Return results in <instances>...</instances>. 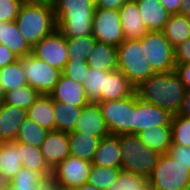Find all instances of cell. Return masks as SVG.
Here are the masks:
<instances>
[{
    "mask_svg": "<svg viewBox=\"0 0 190 190\" xmlns=\"http://www.w3.org/2000/svg\"><path fill=\"white\" fill-rule=\"evenodd\" d=\"M185 92L186 87L175 70L155 73L135 87L139 99L164 108L172 115L178 113Z\"/></svg>",
    "mask_w": 190,
    "mask_h": 190,
    "instance_id": "cell-1",
    "label": "cell"
},
{
    "mask_svg": "<svg viewBox=\"0 0 190 190\" xmlns=\"http://www.w3.org/2000/svg\"><path fill=\"white\" fill-rule=\"evenodd\" d=\"M15 22L31 48L57 29L51 0H25Z\"/></svg>",
    "mask_w": 190,
    "mask_h": 190,
    "instance_id": "cell-2",
    "label": "cell"
},
{
    "mask_svg": "<svg viewBox=\"0 0 190 190\" xmlns=\"http://www.w3.org/2000/svg\"><path fill=\"white\" fill-rule=\"evenodd\" d=\"M57 29L66 39L92 35L95 4L88 0H51Z\"/></svg>",
    "mask_w": 190,
    "mask_h": 190,
    "instance_id": "cell-3",
    "label": "cell"
},
{
    "mask_svg": "<svg viewBox=\"0 0 190 190\" xmlns=\"http://www.w3.org/2000/svg\"><path fill=\"white\" fill-rule=\"evenodd\" d=\"M117 69L136 87L155 74L142 47L141 39L124 40L117 47Z\"/></svg>",
    "mask_w": 190,
    "mask_h": 190,
    "instance_id": "cell-4",
    "label": "cell"
},
{
    "mask_svg": "<svg viewBox=\"0 0 190 190\" xmlns=\"http://www.w3.org/2000/svg\"><path fill=\"white\" fill-rule=\"evenodd\" d=\"M120 145L122 170L148 179L160 154L145 146L138 134L120 135Z\"/></svg>",
    "mask_w": 190,
    "mask_h": 190,
    "instance_id": "cell-5",
    "label": "cell"
},
{
    "mask_svg": "<svg viewBox=\"0 0 190 190\" xmlns=\"http://www.w3.org/2000/svg\"><path fill=\"white\" fill-rule=\"evenodd\" d=\"M148 181L151 190H185L190 171L169 154H161Z\"/></svg>",
    "mask_w": 190,
    "mask_h": 190,
    "instance_id": "cell-6",
    "label": "cell"
},
{
    "mask_svg": "<svg viewBox=\"0 0 190 190\" xmlns=\"http://www.w3.org/2000/svg\"><path fill=\"white\" fill-rule=\"evenodd\" d=\"M110 135L134 134L135 92L117 100L98 102Z\"/></svg>",
    "mask_w": 190,
    "mask_h": 190,
    "instance_id": "cell-7",
    "label": "cell"
},
{
    "mask_svg": "<svg viewBox=\"0 0 190 190\" xmlns=\"http://www.w3.org/2000/svg\"><path fill=\"white\" fill-rule=\"evenodd\" d=\"M141 41L147 61L155 73L175 70V50L162 31L148 32Z\"/></svg>",
    "mask_w": 190,
    "mask_h": 190,
    "instance_id": "cell-8",
    "label": "cell"
},
{
    "mask_svg": "<svg viewBox=\"0 0 190 190\" xmlns=\"http://www.w3.org/2000/svg\"><path fill=\"white\" fill-rule=\"evenodd\" d=\"M22 67L27 84L41 95H49L62 74L61 70L48 65L32 53L22 58Z\"/></svg>",
    "mask_w": 190,
    "mask_h": 190,
    "instance_id": "cell-9",
    "label": "cell"
},
{
    "mask_svg": "<svg viewBox=\"0 0 190 190\" xmlns=\"http://www.w3.org/2000/svg\"><path fill=\"white\" fill-rule=\"evenodd\" d=\"M118 10L95 8L92 35L98 41L118 47L124 41Z\"/></svg>",
    "mask_w": 190,
    "mask_h": 190,
    "instance_id": "cell-10",
    "label": "cell"
},
{
    "mask_svg": "<svg viewBox=\"0 0 190 190\" xmlns=\"http://www.w3.org/2000/svg\"><path fill=\"white\" fill-rule=\"evenodd\" d=\"M32 54L48 65L63 71L69 60L67 40L59 29H55L32 48Z\"/></svg>",
    "mask_w": 190,
    "mask_h": 190,
    "instance_id": "cell-11",
    "label": "cell"
},
{
    "mask_svg": "<svg viewBox=\"0 0 190 190\" xmlns=\"http://www.w3.org/2000/svg\"><path fill=\"white\" fill-rule=\"evenodd\" d=\"M92 165L91 161L69 155L52 169V176L61 190H71L87 183Z\"/></svg>",
    "mask_w": 190,
    "mask_h": 190,
    "instance_id": "cell-12",
    "label": "cell"
},
{
    "mask_svg": "<svg viewBox=\"0 0 190 190\" xmlns=\"http://www.w3.org/2000/svg\"><path fill=\"white\" fill-rule=\"evenodd\" d=\"M172 117L169 111L139 99L135 93L134 134L156 126H171Z\"/></svg>",
    "mask_w": 190,
    "mask_h": 190,
    "instance_id": "cell-13",
    "label": "cell"
},
{
    "mask_svg": "<svg viewBox=\"0 0 190 190\" xmlns=\"http://www.w3.org/2000/svg\"><path fill=\"white\" fill-rule=\"evenodd\" d=\"M73 131L94 135L101 139L110 135L97 102H90L82 107Z\"/></svg>",
    "mask_w": 190,
    "mask_h": 190,
    "instance_id": "cell-14",
    "label": "cell"
},
{
    "mask_svg": "<svg viewBox=\"0 0 190 190\" xmlns=\"http://www.w3.org/2000/svg\"><path fill=\"white\" fill-rule=\"evenodd\" d=\"M49 96L56 102L83 107L90 103L84 85L61 74Z\"/></svg>",
    "mask_w": 190,
    "mask_h": 190,
    "instance_id": "cell-15",
    "label": "cell"
},
{
    "mask_svg": "<svg viewBox=\"0 0 190 190\" xmlns=\"http://www.w3.org/2000/svg\"><path fill=\"white\" fill-rule=\"evenodd\" d=\"M40 148L45 162L53 169L70 155L68 132L49 131Z\"/></svg>",
    "mask_w": 190,
    "mask_h": 190,
    "instance_id": "cell-16",
    "label": "cell"
},
{
    "mask_svg": "<svg viewBox=\"0 0 190 190\" xmlns=\"http://www.w3.org/2000/svg\"><path fill=\"white\" fill-rule=\"evenodd\" d=\"M118 11L124 40L142 39L148 33L136 1L125 2Z\"/></svg>",
    "mask_w": 190,
    "mask_h": 190,
    "instance_id": "cell-17",
    "label": "cell"
},
{
    "mask_svg": "<svg viewBox=\"0 0 190 190\" xmlns=\"http://www.w3.org/2000/svg\"><path fill=\"white\" fill-rule=\"evenodd\" d=\"M27 117V111L0 102V143L15 141L18 129Z\"/></svg>",
    "mask_w": 190,
    "mask_h": 190,
    "instance_id": "cell-18",
    "label": "cell"
},
{
    "mask_svg": "<svg viewBox=\"0 0 190 190\" xmlns=\"http://www.w3.org/2000/svg\"><path fill=\"white\" fill-rule=\"evenodd\" d=\"M91 163L100 167L122 168L120 135L103 137Z\"/></svg>",
    "mask_w": 190,
    "mask_h": 190,
    "instance_id": "cell-19",
    "label": "cell"
},
{
    "mask_svg": "<svg viewBox=\"0 0 190 190\" xmlns=\"http://www.w3.org/2000/svg\"><path fill=\"white\" fill-rule=\"evenodd\" d=\"M141 19L148 32L163 31L170 13L159 0H136Z\"/></svg>",
    "mask_w": 190,
    "mask_h": 190,
    "instance_id": "cell-20",
    "label": "cell"
},
{
    "mask_svg": "<svg viewBox=\"0 0 190 190\" xmlns=\"http://www.w3.org/2000/svg\"><path fill=\"white\" fill-rule=\"evenodd\" d=\"M135 92V87L130 83L127 77L118 69L106 72L104 93L96 101H110L126 98Z\"/></svg>",
    "mask_w": 190,
    "mask_h": 190,
    "instance_id": "cell-21",
    "label": "cell"
},
{
    "mask_svg": "<svg viewBox=\"0 0 190 190\" xmlns=\"http://www.w3.org/2000/svg\"><path fill=\"white\" fill-rule=\"evenodd\" d=\"M0 44L10 49L19 59L32 53L15 21H0Z\"/></svg>",
    "mask_w": 190,
    "mask_h": 190,
    "instance_id": "cell-22",
    "label": "cell"
},
{
    "mask_svg": "<svg viewBox=\"0 0 190 190\" xmlns=\"http://www.w3.org/2000/svg\"><path fill=\"white\" fill-rule=\"evenodd\" d=\"M22 168L20 158V142H1L0 143V178L10 181Z\"/></svg>",
    "mask_w": 190,
    "mask_h": 190,
    "instance_id": "cell-23",
    "label": "cell"
},
{
    "mask_svg": "<svg viewBox=\"0 0 190 190\" xmlns=\"http://www.w3.org/2000/svg\"><path fill=\"white\" fill-rule=\"evenodd\" d=\"M117 60V47L98 41L86 59L89 68L108 72L117 69Z\"/></svg>",
    "mask_w": 190,
    "mask_h": 190,
    "instance_id": "cell-24",
    "label": "cell"
},
{
    "mask_svg": "<svg viewBox=\"0 0 190 190\" xmlns=\"http://www.w3.org/2000/svg\"><path fill=\"white\" fill-rule=\"evenodd\" d=\"M68 140L71 156L85 161H92L101 138L83 132L70 131L68 132Z\"/></svg>",
    "mask_w": 190,
    "mask_h": 190,
    "instance_id": "cell-25",
    "label": "cell"
},
{
    "mask_svg": "<svg viewBox=\"0 0 190 190\" xmlns=\"http://www.w3.org/2000/svg\"><path fill=\"white\" fill-rule=\"evenodd\" d=\"M27 117L48 131L55 130L53 99L49 95H40L27 110Z\"/></svg>",
    "mask_w": 190,
    "mask_h": 190,
    "instance_id": "cell-26",
    "label": "cell"
},
{
    "mask_svg": "<svg viewBox=\"0 0 190 190\" xmlns=\"http://www.w3.org/2000/svg\"><path fill=\"white\" fill-rule=\"evenodd\" d=\"M138 135L145 146L160 155L168 154L172 146L171 126H156L149 130L141 131Z\"/></svg>",
    "mask_w": 190,
    "mask_h": 190,
    "instance_id": "cell-27",
    "label": "cell"
},
{
    "mask_svg": "<svg viewBox=\"0 0 190 190\" xmlns=\"http://www.w3.org/2000/svg\"><path fill=\"white\" fill-rule=\"evenodd\" d=\"M162 32L171 45L177 47L190 38V17L171 14Z\"/></svg>",
    "mask_w": 190,
    "mask_h": 190,
    "instance_id": "cell-28",
    "label": "cell"
},
{
    "mask_svg": "<svg viewBox=\"0 0 190 190\" xmlns=\"http://www.w3.org/2000/svg\"><path fill=\"white\" fill-rule=\"evenodd\" d=\"M22 167L40 173L43 177L52 175V169L45 162L41 148L20 142Z\"/></svg>",
    "mask_w": 190,
    "mask_h": 190,
    "instance_id": "cell-29",
    "label": "cell"
},
{
    "mask_svg": "<svg viewBox=\"0 0 190 190\" xmlns=\"http://www.w3.org/2000/svg\"><path fill=\"white\" fill-rule=\"evenodd\" d=\"M28 85L22 67V58L0 69V88L3 94Z\"/></svg>",
    "mask_w": 190,
    "mask_h": 190,
    "instance_id": "cell-30",
    "label": "cell"
},
{
    "mask_svg": "<svg viewBox=\"0 0 190 190\" xmlns=\"http://www.w3.org/2000/svg\"><path fill=\"white\" fill-rule=\"evenodd\" d=\"M82 107L54 101L55 130L70 132L74 130Z\"/></svg>",
    "mask_w": 190,
    "mask_h": 190,
    "instance_id": "cell-31",
    "label": "cell"
},
{
    "mask_svg": "<svg viewBox=\"0 0 190 190\" xmlns=\"http://www.w3.org/2000/svg\"><path fill=\"white\" fill-rule=\"evenodd\" d=\"M48 130L26 117L18 129L16 142H24L40 148L45 140Z\"/></svg>",
    "mask_w": 190,
    "mask_h": 190,
    "instance_id": "cell-32",
    "label": "cell"
},
{
    "mask_svg": "<svg viewBox=\"0 0 190 190\" xmlns=\"http://www.w3.org/2000/svg\"><path fill=\"white\" fill-rule=\"evenodd\" d=\"M41 94L29 85L21 86L16 90L3 94L2 102L28 110Z\"/></svg>",
    "mask_w": 190,
    "mask_h": 190,
    "instance_id": "cell-33",
    "label": "cell"
},
{
    "mask_svg": "<svg viewBox=\"0 0 190 190\" xmlns=\"http://www.w3.org/2000/svg\"><path fill=\"white\" fill-rule=\"evenodd\" d=\"M66 40L69 51L68 61H86L97 41L93 35L70 38Z\"/></svg>",
    "mask_w": 190,
    "mask_h": 190,
    "instance_id": "cell-34",
    "label": "cell"
},
{
    "mask_svg": "<svg viewBox=\"0 0 190 190\" xmlns=\"http://www.w3.org/2000/svg\"><path fill=\"white\" fill-rule=\"evenodd\" d=\"M120 170L122 168L92 165L87 183L100 190H107L117 180Z\"/></svg>",
    "mask_w": 190,
    "mask_h": 190,
    "instance_id": "cell-35",
    "label": "cell"
},
{
    "mask_svg": "<svg viewBox=\"0 0 190 190\" xmlns=\"http://www.w3.org/2000/svg\"><path fill=\"white\" fill-rule=\"evenodd\" d=\"M107 190H151L147 178L120 170L117 180Z\"/></svg>",
    "mask_w": 190,
    "mask_h": 190,
    "instance_id": "cell-36",
    "label": "cell"
},
{
    "mask_svg": "<svg viewBox=\"0 0 190 190\" xmlns=\"http://www.w3.org/2000/svg\"><path fill=\"white\" fill-rule=\"evenodd\" d=\"M43 178L40 173L22 167L16 176L8 181L6 190H37Z\"/></svg>",
    "mask_w": 190,
    "mask_h": 190,
    "instance_id": "cell-37",
    "label": "cell"
},
{
    "mask_svg": "<svg viewBox=\"0 0 190 190\" xmlns=\"http://www.w3.org/2000/svg\"><path fill=\"white\" fill-rule=\"evenodd\" d=\"M107 71L89 68L83 81L86 96L90 102H96L104 93V84Z\"/></svg>",
    "mask_w": 190,
    "mask_h": 190,
    "instance_id": "cell-38",
    "label": "cell"
},
{
    "mask_svg": "<svg viewBox=\"0 0 190 190\" xmlns=\"http://www.w3.org/2000/svg\"><path fill=\"white\" fill-rule=\"evenodd\" d=\"M171 131L172 145L190 146V118L173 115Z\"/></svg>",
    "mask_w": 190,
    "mask_h": 190,
    "instance_id": "cell-39",
    "label": "cell"
},
{
    "mask_svg": "<svg viewBox=\"0 0 190 190\" xmlns=\"http://www.w3.org/2000/svg\"><path fill=\"white\" fill-rule=\"evenodd\" d=\"M88 69L89 66L87 61H68L62 71V74L73 81L83 84Z\"/></svg>",
    "mask_w": 190,
    "mask_h": 190,
    "instance_id": "cell-40",
    "label": "cell"
},
{
    "mask_svg": "<svg viewBox=\"0 0 190 190\" xmlns=\"http://www.w3.org/2000/svg\"><path fill=\"white\" fill-rule=\"evenodd\" d=\"M25 0H0V21H15Z\"/></svg>",
    "mask_w": 190,
    "mask_h": 190,
    "instance_id": "cell-41",
    "label": "cell"
},
{
    "mask_svg": "<svg viewBox=\"0 0 190 190\" xmlns=\"http://www.w3.org/2000/svg\"><path fill=\"white\" fill-rule=\"evenodd\" d=\"M168 154L190 171V146L172 145Z\"/></svg>",
    "mask_w": 190,
    "mask_h": 190,
    "instance_id": "cell-42",
    "label": "cell"
},
{
    "mask_svg": "<svg viewBox=\"0 0 190 190\" xmlns=\"http://www.w3.org/2000/svg\"><path fill=\"white\" fill-rule=\"evenodd\" d=\"M176 65L190 63V38L174 48Z\"/></svg>",
    "mask_w": 190,
    "mask_h": 190,
    "instance_id": "cell-43",
    "label": "cell"
},
{
    "mask_svg": "<svg viewBox=\"0 0 190 190\" xmlns=\"http://www.w3.org/2000/svg\"><path fill=\"white\" fill-rule=\"evenodd\" d=\"M175 72L179 75L186 90H190V63L175 65Z\"/></svg>",
    "mask_w": 190,
    "mask_h": 190,
    "instance_id": "cell-44",
    "label": "cell"
},
{
    "mask_svg": "<svg viewBox=\"0 0 190 190\" xmlns=\"http://www.w3.org/2000/svg\"><path fill=\"white\" fill-rule=\"evenodd\" d=\"M18 59L10 49L0 44V69Z\"/></svg>",
    "mask_w": 190,
    "mask_h": 190,
    "instance_id": "cell-45",
    "label": "cell"
},
{
    "mask_svg": "<svg viewBox=\"0 0 190 190\" xmlns=\"http://www.w3.org/2000/svg\"><path fill=\"white\" fill-rule=\"evenodd\" d=\"M37 190H61L60 184L52 176L44 177L38 184Z\"/></svg>",
    "mask_w": 190,
    "mask_h": 190,
    "instance_id": "cell-46",
    "label": "cell"
},
{
    "mask_svg": "<svg viewBox=\"0 0 190 190\" xmlns=\"http://www.w3.org/2000/svg\"><path fill=\"white\" fill-rule=\"evenodd\" d=\"M129 0H98L95 4L96 8L119 10L125 2Z\"/></svg>",
    "mask_w": 190,
    "mask_h": 190,
    "instance_id": "cell-47",
    "label": "cell"
},
{
    "mask_svg": "<svg viewBox=\"0 0 190 190\" xmlns=\"http://www.w3.org/2000/svg\"><path fill=\"white\" fill-rule=\"evenodd\" d=\"M177 115L190 118V90H186Z\"/></svg>",
    "mask_w": 190,
    "mask_h": 190,
    "instance_id": "cell-48",
    "label": "cell"
},
{
    "mask_svg": "<svg viewBox=\"0 0 190 190\" xmlns=\"http://www.w3.org/2000/svg\"><path fill=\"white\" fill-rule=\"evenodd\" d=\"M170 14H179L183 0H159Z\"/></svg>",
    "mask_w": 190,
    "mask_h": 190,
    "instance_id": "cell-49",
    "label": "cell"
},
{
    "mask_svg": "<svg viewBox=\"0 0 190 190\" xmlns=\"http://www.w3.org/2000/svg\"><path fill=\"white\" fill-rule=\"evenodd\" d=\"M179 14L190 17V0H183Z\"/></svg>",
    "mask_w": 190,
    "mask_h": 190,
    "instance_id": "cell-50",
    "label": "cell"
},
{
    "mask_svg": "<svg viewBox=\"0 0 190 190\" xmlns=\"http://www.w3.org/2000/svg\"><path fill=\"white\" fill-rule=\"evenodd\" d=\"M71 190H100L98 188H96L95 186L89 184V183H86L80 187H77V188H74V189H71Z\"/></svg>",
    "mask_w": 190,
    "mask_h": 190,
    "instance_id": "cell-51",
    "label": "cell"
},
{
    "mask_svg": "<svg viewBox=\"0 0 190 190\" xmlns=\"http://www.w3.org/2000/svg\"><path fill=\"white\" fill-rule=\"evenodd\" d=\"M8 182L0 178V190H6Z\"/></svg>",
    "mask_w": 190,
    "mask_h": 190,
    "instance_id": "cell-52",
    "label": "cell"
},
{
    "mask_svg": "<svg viewBox=\"0 0 190 190\" xmlns=\"http://www.w3.org/2000/svg\"><path fill=\"white\" fill-rule=\"evenodd\" d=\"M2 98H3V92H2V90L0 88V102L2 101Z\"/></svg>",
    "mask_w": 190,
    "mask_h": 190,
    "instance_id": "cell-53",
    "label": "cell"
},
{
    "mask_svg": "<svg viewBox=\"0 0 190 190\" xmlns=\"http://www.w3.org/2000/svg\"><path fill=\"white\" fill-rule=\"evenodd\" d=\"M185 190H190V182L187 184Z\"/></svg>",
    "mask_w": 190,
    "mask_h": 190,
    "instance_id": "cell-54",
    "label": "cell"
},
{
    "mask_svg": "<svg viewBox=\"0 0 190 190\" xmlns=\"http://www.w3.org/2000/svg\"><path fill=\"white\" fill-rule=\"evenodd\" d=\"M90 2H92L93 4H96L98 0H88Z\"/></svg>",
    "mask_w": 190,
    "mask_h": 190,
    "instance_id": "cell-55",
    "label": "cell"
}]
</instances>
